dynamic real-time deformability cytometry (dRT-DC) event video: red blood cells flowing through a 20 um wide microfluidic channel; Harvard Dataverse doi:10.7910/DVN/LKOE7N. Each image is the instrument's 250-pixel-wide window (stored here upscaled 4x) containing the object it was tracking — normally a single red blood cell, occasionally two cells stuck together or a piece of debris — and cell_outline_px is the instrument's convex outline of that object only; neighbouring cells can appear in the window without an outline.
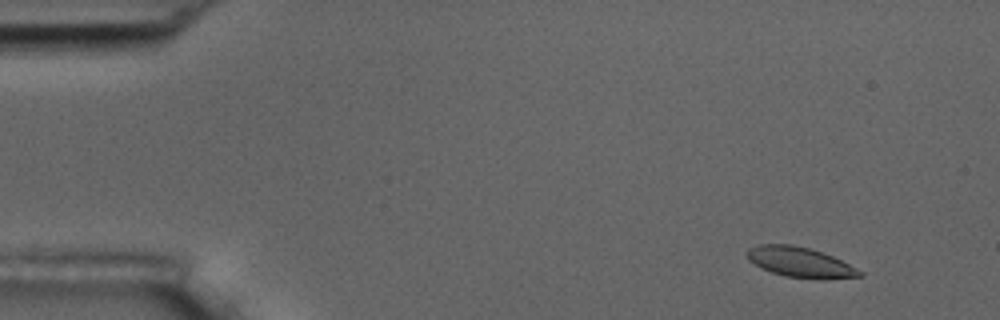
{"species": "common noctule bat (a hibernating species)", "species_latin": "Nyctalus noctula", "temperature_condition": "room temperature", "stored_images_in_passage": 6, "camera_frame_rate_fps": 3000, "um_per_image_px": 0.085, "animal": {"sex": "male", "body_mass_g": 17.5, "forearm_length_mm": 52.3}, "frame": {"image": 1, "passage_image": 2, "time_ms": 1.0, "image_size_px": [1000, 320], "cell_outline_px": [[864, 276], [820, 280], [784, 276], [760, 268], [748, 260], [748, 248], [760, 244], [792, 244], [808, 248], [832, 256], [864, 272]], "centroid_in_image_um": [68.01, 22.31], "position_along_channel_um": 17.0, "area_um2": 19.83}}